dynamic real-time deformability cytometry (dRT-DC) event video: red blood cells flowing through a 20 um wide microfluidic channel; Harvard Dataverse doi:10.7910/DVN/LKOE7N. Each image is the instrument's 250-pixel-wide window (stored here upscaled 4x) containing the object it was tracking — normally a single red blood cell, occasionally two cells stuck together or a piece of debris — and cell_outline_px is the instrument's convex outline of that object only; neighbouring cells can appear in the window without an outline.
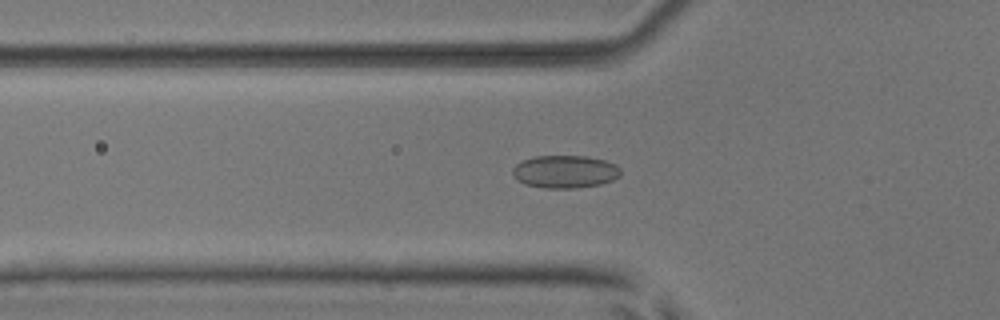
{"species": "common noctule bat (a hibernating species)", "species_latin": "Nyctalus noctula", "temperature_condition": "room temperature", "stored_images_in_passage": 46, "camera_frame_rate_fps": 3000, "um_per_image_px": 0.085, "animal": {"sex": "male", "body_mass_g": 17.9, "forearm_length_mm": 54.2}, "frame": {"image": 1, "passage_image": 12, "time_ms": 3.667, "image_size_px": [1000, 320], "cell_outline_px": [[620, 176], [612, 180], [600, 184], [572, 188], [544, 188], [524, 184], [512, 172], [512, 168], [516, 164], [524, 160], [536, 156], [588, 156], [604, 160], [616, 164], [620, 168]], "centroid_in_image_um": [48.05, 14.58], "position_along_channel_um": 77.8, "area_um2": 20.46}}
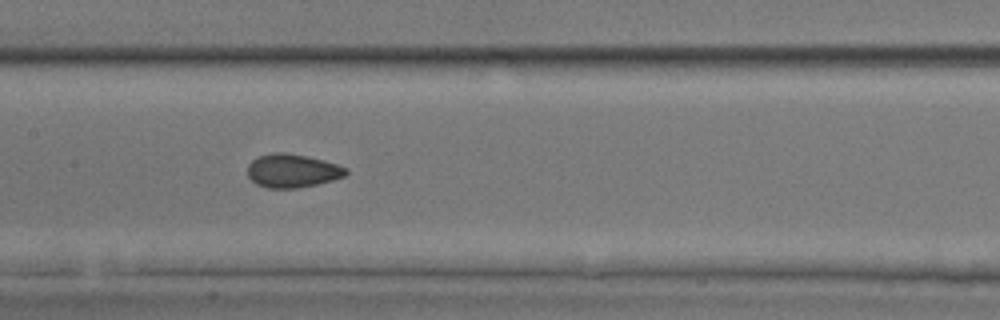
{"frame": {"image": 2, "passage_image": 20, "time_ms": 6.333, "image_size_px": [1000, 320], "cell_outline_px": [[348, 172], [344, 176], [332, 180], [316, 184], [296, 188], [268, 188], [256, 184], [248, 176], [248, 164], [256, 156], [272, 152], [284, 152], [308, 156], [336, 164], [348, 168]], "centroid_in_image_um": [24.82, 14.5], "position_along_channel_um": 182.6, "area_um2": 19.25}}
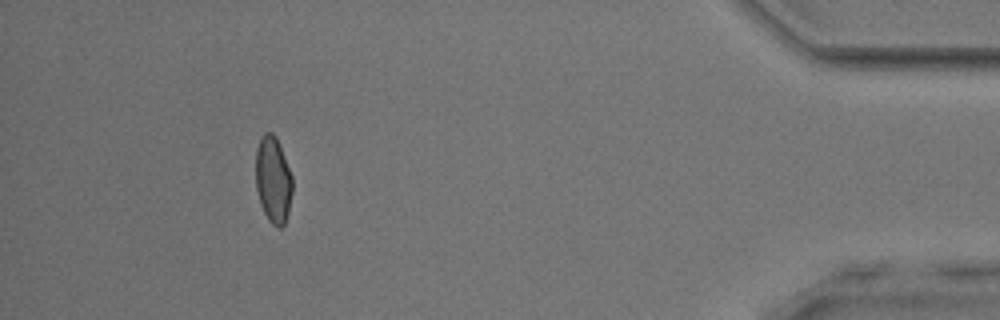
{"frame": {"image": 3, "passage_image": 42, "time_ms": 13.667, "image_size_px": [1000, 320], "cell_outline_px": [[292, 192], [288, 212], [284, 224], [280, 228], [272, 224], [268, 220], [260, 204], [256, 188], [256, 148], [260, 136], [264, 132], [272, 132], [276, 136], [292, 176]], "centroid_in_image_um": [23.2, 15.26], "position_along_channel_um": 412.0, "area_um2": 18.55}, "authors_computed_cell_mechanics": {"area_um2": 18.9584, "velocity_mm_per_s": 3.9148, "shape_relaxation_time_tau1_ms": 7.5804, "shape_relaxation_time_tau2_ms": 1.4129, "deformation_change_tau1": 0.1022, "deformation_change_tau2": 0.0583}}